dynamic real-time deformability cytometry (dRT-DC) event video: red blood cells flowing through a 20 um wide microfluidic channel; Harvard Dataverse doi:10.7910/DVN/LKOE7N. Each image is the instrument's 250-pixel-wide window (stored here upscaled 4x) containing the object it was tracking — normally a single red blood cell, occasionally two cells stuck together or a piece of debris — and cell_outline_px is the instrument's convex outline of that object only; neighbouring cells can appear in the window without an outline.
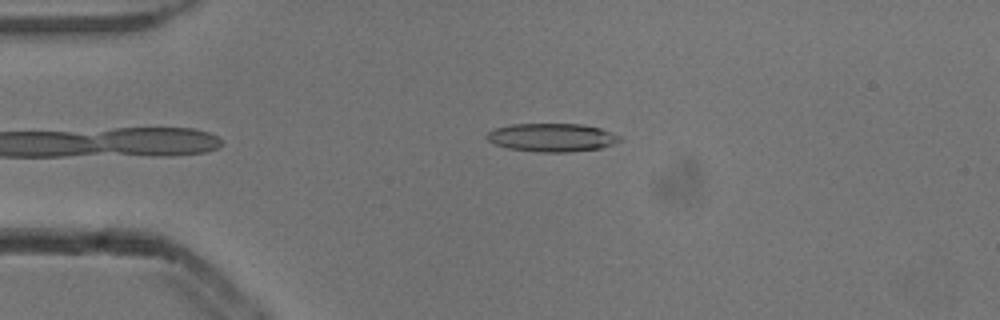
{"species": "common noctule bat (a hibernating species)", "species_latin": "Nyctalus noctula", "temperature_condition": "cold", "stored_images_in_passage": 4, "camera_frame_rate_fps": 3000, "um_per_image_px": 0.085, "animal": {"sex": "male", "body_mass_g": 13.3}, "frame": {"image": 1, "passage_image": 4, "time_ms": 1.0, "image_size_px": [1000, 320], "cell_outline_px": [[624, 140], [600, 148], [568, 152], [540, 152], [508, 148], [496, 144], [488, 140], [484, 136], [488, 132], [496, 128], [512, 124], [584, 124], [600, 128], [620, 136]], "centroid_in_image_um": [46.93, 11.68], "position_along_channel_um": 38.1, "area_um2": 21.85}}